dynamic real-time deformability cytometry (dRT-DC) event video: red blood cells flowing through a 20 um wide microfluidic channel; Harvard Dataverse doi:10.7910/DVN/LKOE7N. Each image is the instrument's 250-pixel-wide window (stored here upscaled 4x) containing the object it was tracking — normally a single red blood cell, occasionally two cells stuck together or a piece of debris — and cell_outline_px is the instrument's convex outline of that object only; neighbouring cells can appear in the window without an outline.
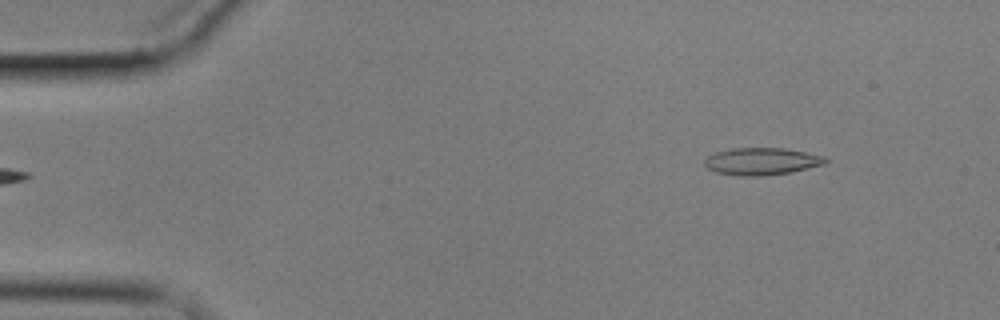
{"species": "common noctule bat (a hibernating species)", "species_latin": "Nyctalus noctula", "temperature_condition": "cold", "stored_images_in_passage": 5, "camera_frame_rate_fps": 3000, "um_per_image_px": 0.085, "animal": {"sex": "male", "body_mass_g": 17.9}, "frame": {"image": 1, "passage_image": 5, "time_ms": 4.667, "image_size_px": [1000, 320], "cell_outline_px": [[828, 164], [792, 172], [760, 176], [740, 176], [716, 172], [708, 168], [704, 164], [704, 160], [708, 156], [716, 152], [732, 148], [784, 148], [824, 156], [828, 160]], "centroid_in_image_um": [64.77, 13.72], "position_along_channel_um": 20.2, "area_um2": 19.25}}